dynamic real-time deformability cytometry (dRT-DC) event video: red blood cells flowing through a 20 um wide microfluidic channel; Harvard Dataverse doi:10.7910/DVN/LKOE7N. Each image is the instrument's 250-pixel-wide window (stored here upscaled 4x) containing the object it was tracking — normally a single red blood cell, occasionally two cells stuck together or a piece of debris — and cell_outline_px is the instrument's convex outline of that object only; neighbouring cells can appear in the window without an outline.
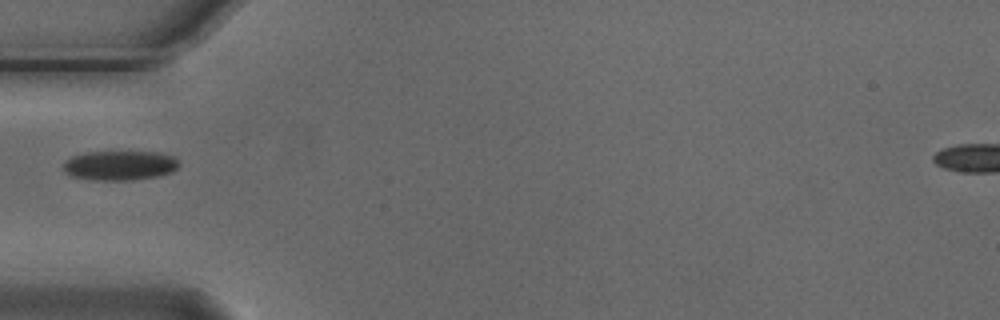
{"species": "Egyptian fruit bat (a non-hibernating species)", "species_latin": "Rousettus aegyptiacus", "temperature_condition": "cold", "stored_images_in_passage": 1, "camera_frame_rate_fps": 3000, "um_per_image_px": 0.085, "animal": {"sex": "male"}, "frame": {"image": 1, "passage_image": 1, "time_ms": 0.0, "image_size_px": [1000, 320], "cell_outline_px": [[180, 164], [172, 172], [156, 176], [132, 180], [88, 180], [68, 176], [64, 172], [64, 160], [72, 156], [88, 152], [160, 152], [176, 156]], "centroid_in_image_um": [10.17, 14.06], "position_along_channel_um": 74.8, "area_um2": 20.23}}